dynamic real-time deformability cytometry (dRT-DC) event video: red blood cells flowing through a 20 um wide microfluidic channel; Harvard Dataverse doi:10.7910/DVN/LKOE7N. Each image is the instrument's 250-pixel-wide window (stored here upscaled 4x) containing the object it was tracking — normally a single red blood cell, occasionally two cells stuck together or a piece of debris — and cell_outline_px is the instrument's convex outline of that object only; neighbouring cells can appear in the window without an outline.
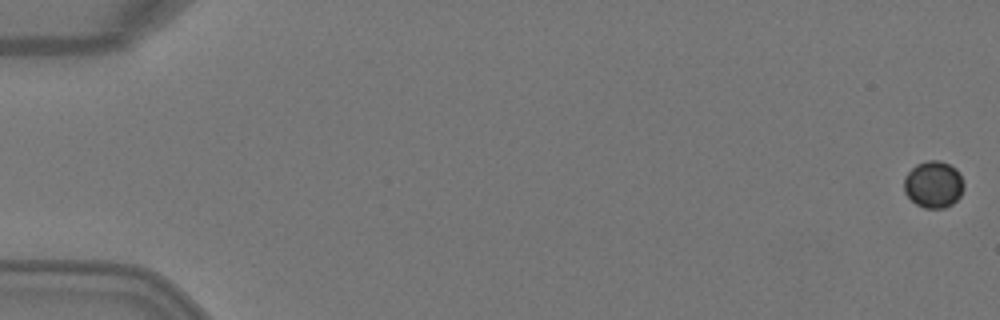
{"species": "Egyptian fruit bat (a non-hibernating species)", "species_latin": "Rousettus aegyptiacus", "temperature_condition": "warm", "stored_images_in_passage": 5, "camera_frame_rate_fps": 3000, "um_per_image_px": 0.085, "animal": {"sex": "female"}, "frame": {"image": 1, "passage_image": 1, "time_ms": 0.0, "image_size_px": [1000, 320], "cell_outline_px": [[964, 188], [960, 196], [952, 204], [944, 208], [924, 208], [916, 204], [904, 192], [904, 176], [916, 164], [928, 160], [940, 160], [956, 168], [960, 172], [964, 184]], "centroid_in_image_um": [79.36, 15.67], "position_along_channel_um": 5.6, "area_um2": 16.47}}
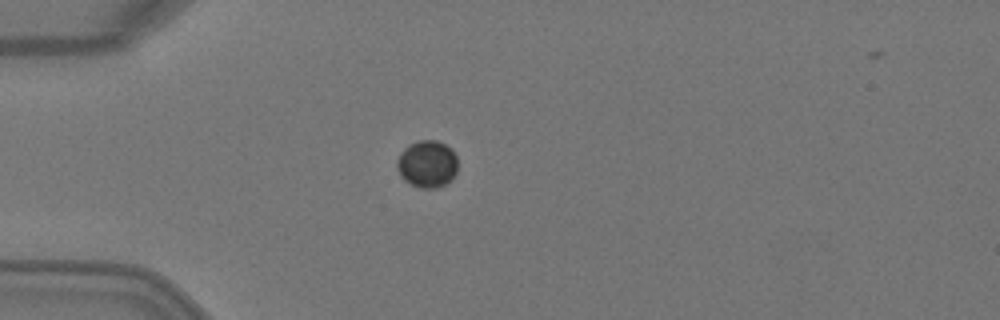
{"frame": {"image": 2, "passage_image": 4, "time_ms": 1.0, "image_size_px": [1000, 320], "cell_outline_px": [[456, 172], [444, 184], [436, 188], [420, 188], [404, 180], [400, 176], [396, 164], [396, 160], [400, 152], [408, 144], [416, 140], [436, 140], [452, 148], [456, 156]], "centroid_in_image_um": [36.27, 13.91], "position_along_channel_um": 48.7, "area_um2": 16.7}}